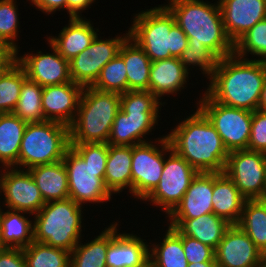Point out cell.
<instances>
[{
	"instance_id": "obj_1",
	"label": "cell",
	"mask_w": 266,
	"mask_h": 267,
	"mask_svg": "<svg viewBox=\"0 0 266 267\" xmlns=\"http://www.w3.org/2000/svg\"><path fill=\"white\" fill-rule=\"evenodd\" d=\"M266 79V63L235 54L219 59L205 93L225 106L255 111Z\"/></svg>"
},
{
	"instance_id": "obj_2",
	"label": "cell",
	"mask_w": 266,
	"mask_h": 267,
	"mask_svg": "<svg viewBox=\"0 0 266 267\" xmlns=\"http://www.w3.org/2000/svg\"><path fill=\"white\" fill-rule=\"evenodd\" d=\"M167 133L172 149L199 173H224L228 151L220 135L197 108Z\"/></svg>"
},
{
	"instance_id": "obj_3",
	"label": "cell",
	"mask_w": 266,
	"mask_h": 267,
	"mask_svg": "<svg viewBox=\"0 0 266 267\" xmlns=\"http://www.w3.org/2000/svg\"><path fill=\"white\" fill-rule=\"evenodd\" d=\"M108 143H70L63 163L68 177L69 198L82 204L103 203L111 199L104 183Z\"/></svg>"
},
{
	"instance_id": "obj_4",
	"label": "cell",
	"mask_w": 266,
	"mask_h": 267,
	"mask_svg": "<svg viewBox=\"0 0 266 267\" xmlns=\"http://www.w3.org/2000/svg\"><path fill=\"white\" fill-rule=\"evenodd\" d=\"M164 5L186 34L189 44L204 45L219 59L234 54V43L224 28L219 2L168 0ZM210 3V4H209Z\"/></svg>"
},
{
	"instance_id": "obj_5",
	"label": "cell",
	"mask_w": 266,
	"mask_h": 267,
	"mask_svg": "<svg viewBox=\"0 0 266 267\" xmlns=\"http://www.w3.org/2000/svg\"><path fill=\"white\" fill-rule=\"evenodd\" d=\"M128 31L129 37L145 51L151 62L179 58L188 44L186 34L164 5L136 14Z\"/></svg>"
},
{
	"instance_id": "obj_6",
	"label": "cell",
	"mask_w": 266,
	"mask_h": 267,
	"mask_svg": "<svg viewBox=\"0 0 266 267\" xmlns=\"http://www.w3.org/2000/svg\"><path fill=\"white\" fill-rule=\"evenodd\" d=\"M163 104L165 101L162 103L150 91H127L120 94V110L112 124L107 143L112 146H133L149 142L144 137L158 124V114Z\"/></svg>"
},
{
	"instance_id": "obj_7",
	"label": "cell",
	"mask_w": 266,
	"mask_h": 267,
	"mask_svg": "<svg viewBox=\"0 0 266 267\" xmlns=\"http://www.w3.org/2000/svg\"><path fill=\"white\" fill-rule=\"evenodd\" d=\"M120 110V94L84 87L73 123L70 143H107Z\"/></svg>"
},
{
	"instance_id": "obj_8",
	"label": "cell",
	"mask_w": 266,
	"mask_h": 267,
	"mask_svg": "<svg viewBox=\"0 0 266 267\" xmlns=\"http://www.w3.org/2000/svg\"><path fill=\"white\" fill-rule=\"evenodd\" d=\"M82 208L70 198L46 202L34 216V241L71 253L81 240Z\"/></svg>"
},
{
	"instance_id": "obj_9",
	"label": "cell",
	"mask_w": 266,
	"mask_h": 267,
	"mask_svg": "<svg viewBox=\"0 0 266 267\" xmlns=\"http://www.w3.org/2000/svg\"><path fill=\"white\" fill-rule=\"evenodd\" d=\"M70 147L69 126L56 121L27 123L21 140L18 168L31 169L63 160Z\"/></svg>"
},
{
	"instance_id": "obj_10",
	"label": "cell",
	"mask_w": 266,
	"mask_h": 267,
	"mask_svg": "<svg viewBox=\"0 0 266 267\" xmlns=\"http://www.w3.org/2000/svg\"><path fill=\"white\" fill-rule=\"evenodd\" d=\"M198 103L197 108L215 127L228 153L248 149L251 111L225 106L213 101L205 92Z\"/></svg>"
},
{
	"instance_id": "obj_11",
	"label": "cell",
	"mask_w": 266,
	"mask_h": 267,
	"mask_svg": "<svg viewBox=\"0 0 266 267\" xmlns=\"http://www.w3.org/2000/svg\"><path fill=\"white\" fill-rule=\"evenodd\" d=\"M155 141L159 147L151 140L132 146V196L138 200H144L156 188L163 172L165 155L170 152L167 135Z\"/></svg>"
},
{
	"instance_id": "obj_12",
	"label": "cell",
	"mask_w": 266,
	"mask_h": 267,
	"mask_svg": "<svg viewBox=\"0 0 266 267\" xmlns=\"http://www.w3.org/2000/svg\"><path fill=\"white\" fill-rule=\"evenodd\" d=\"M165 156L161 179L156 188L143 200L160 207L169 215L181 202L192 180L199 173L171 147ZM167 157V158H166Z\"/></svg>"
},
{
	"instance_id": "obj_13",
	"label": "cell",
	"mask_w": 266,
	"mask_h": 267,
	"mask_svg": "<svg viewBox=\"0 0 266 267\" xmlns=\"http://www.w3.org/2000/svg\"><path fill=\"white\" fill-rule=\"evenodd\" d=\"M224 174L247 200L266 198L265 153L248 149L229 152Z\"/></svg>"
},
{
	"instance_id": "obj_14",
	"label": "cell",
	"mask_w": 266,
	"mask_h": 267,
	"mask_svg": "<svg viewBox=\"0 0 266 267\" xmlns=\"http://www.w3.org/2000/svg\"><path fill=\"white\" fill-rule=\"evenodd\" d=\"M129 37V31L123 36L101 39L98 35L89 47L69 61L72 82L83 87L92 86L100 75L101 69L119 54L120 47Z\"/></svg>"
},
{
	"instance_id": "obj_15",
	"label": "cell",
	"mask_w": 266,
	"mask_h": 267,
	"mask_svg": "<svg viewBox=\"0 0 266 267\" xmlns=\"http://www.w3.org/2000/svg\"><path fill=\"white\" fill-rule=\"evenodd\" d=\"M2 169L0 171V193L3 192L5 197L3 198L4 206L29 215L37 214L45 202L29 170L16 167Z\"/></svg>"
},
{
	"instance_id": "obj_16",
	"label": "cell",
	"mask_w": 266,
	"mask_h": 267,
	"mask_svg": "<svg viewBox=\"0 0 266 267\" xmlns=\"http://www.w3.org/2000/svg\"><path fill=\"white\" fill-rule=\"evenodd\" d=\"M53 53L14 54L16 62L24 69L27 79L38 83L42 87L71 82L69 61L64 59L48 42Z\"/></svg>"
},
{
	"instance_id": "obj_17",
	"label": "cell",
	"mask_w": 266,
	"mask_h": 267,
	"mask_svg": "<svg viewBox=\"0 0 266 267\" xmlns=\"http://www.w3.org/2000/svg\"><path fill=\"white\" fill-rule=\"evenodd\" d=\"M264 256L238 225L226 230L215 249L217 267H255L264 261Z\"/></svg>"
},
{
	"instance_id": "obj_18",
	"label": "cell",
	"mask_w": 266,
	"mask_h": 267,
	"mask_svg": "<svg viewBox=\"0 0 266 267\" xmlns=\"http://www.w3.org/2000/svg\"><path fill=\"white\" fill-rule=\"evenodd\" d=\"M83 89V86L72 81L44 86L41 99L44 121L70 126L76 117Z\"/></svg>"
},
{
	"instance_id": "obj_19",
	"label": "cell",
	"mask_w": 266,
	"mask_h": 267,
	"mask_svg": "<svg viewBox=\"0 0 266 267\" xmlns=\"http://www.w3.org/2000/svg\"><path fill=\"white\" fill-rule=\"evenodd\" d=\"M227 36L235 44L266 18L265 0H218Z\"/></svg>"
},
{
	"instance_id": "obj_20",
	"label": "cell",
	"mask_w": 266,
	"mask_h": 267,
	"mask_svg": "<svg viewBox=\"0 0 266 267\" xmlns=\"http://www.w3.org/2000/svg\"><path fill=\"white\" fill-rule=\"evenodd\" d=\"M117 225L115 222L108 226L107 267H142L149 261L151 245L137 235L119 233Z\"/></svg>"
},
{
	"instance_id": "obj_21",
	"label": "cell",
	"mask_w": 266,
	"mask_h": 267,
	"mask_svg": "<svg viewBox=\"0 0 266 267\" xmlns=\"http://www.w3.org/2000/svg\"><path fill=\"white\" fill-rule=\"evenodd\" d=\"M213 173H198L169 219H193L213 213Z\"/></svg>"
},
{
	"instance_id": "obj_22",
	"label": "cell",
	"mask_w": 266,
	"mask_h": 267,
	"mask_svg": "<svg viewBox=\"0 0 266 267\" xmlns=\"http://www.w3.org/2000/svg\"><path fill=\"white\" fill-rule=\"evenodd\" d=\"M90 19L84 17H70L69 24L57 36L47 37L48 42L66 60L70 61L80 52L90 46L95 39L98 29L93 28ZM97 30V31H95Z\"/></svg>"
},
{
	"instance_id": "obj_23",
	"label": "cell",
	"mask_w": 266,
	"mask_h": 267,
	"mask_svg": "<svg viewBox=\"0 0 266 267\" xmlns=\"http://www.w3.org/2000/svg\"><path fill=\"white\" fill-rule=\"evenodd\" d=\"M188 74L177 57L154 61L150 68L149 91L158 100L165 95H176V92L185 88Z\"/></svg>"
},
{
	"instance_id": "obj_24",
	"label": "cell",
	"mask_w": 266,
	"mask_h": 267,
	"mask_svg": "<svg viewBox=\"0 0 266 267\" xmlns=\"http://www.w3.org/2000/svg\"><path fill=\"white\" fill-rule=\"evenodd\" d=\"M169 222V226L176 228L182 235L197 239L213 249L217 248L226 230L231 226L225 219L214 213L193 219H170Z\"/></svg>"
},
{
	"instance_id": "obj_25",
	"label": "cell",
	"mask_w": 266,
	"mask_h": 267,
	"mask_svg": "<svg viewBox=\"0 0 266 267\" xmlns=\"http://www.w3.org/2000/svg\"><path fill=\"white\" fill-rule=\"evenodd\" d=\"M246 198L224 173H213V213L231 225H237Z\"/></svg>"
},
{
	"instance_id": "obj_26",
	"label": "cell",
	"mask_w": 266,
	"mask_h": 267,
	"mask_svg": "<svg viewBox=\"0 0 266 267\" xmlns=\"http://www.w3.org/2000/svg\"><path fill=\"white\" fill-rule=\"evenodd\" d=\"M132 146L109 145L104 183L111 194L129 188L132 194Z\"/></svg>"
},
{
	"instance_id": "obj_27",
	"label": "cell",
	"mask_w": 266,
	"mask_h": 267,
	"mask_svg": "<svg viewBox=\"0 0 266 267\" xmlns=\"http://www.w3.org/2000/svg\"><path fill=\"white\" fill-rule=\"evenodd\" d=\"M28 170L45 203L69 198L68 177L63 160Z\"/></svg>"
},
{
	"instance_id": "obj_28",
	"label": "cell",
	"mask_w": 266,
	"mask_h": 267,
	"mask_svg": "<svg viewBox=\"0 0 266 267\" xmlns=\"http://www.w3.org/2000/svg\"><path fill=\"white\" fill-rule=\"evenodd\" d=\"M126 66L128 91H149L151 60L145 51L130 37L119 50Z\"/></svg>"
},
{
	"instance_id": "obj_29",
	"label": "cell",
	"mask_w": 266,
	"mask_h": 267,
	"mask_svg": "<svg viewBox=\"0 0 266 267\" xmlns=\"http://www.w3.org/2000/svg\"><path fill=\"white\" fill-rule=\"evenodd\" d=\"M25 214L27 213L23 211L1 209V247L23 249L34 241V223L28 217L26 218Z\"/></svg>"
},
{
	"instance_id": "obj_30",
	"label": "cell",
	"mask_w": 266,
	"mask_h": 267,
	"mask_svg": "<svg viewBox=\"0 0 266 267\" xmlns=\"http://www.w3.org/2000/svg\"><path fill=\"white\" fill-rule=\"evenodd\" d=\"M27 122L13 113H0V166L18 168L21 140Z\"/></svg>"
},
{
	"instance_id": "obj_31",
	"label": "cell",
	"mask_w": 266,
	"mask_h": 267,
	"mask_svg": "<svg viewBox=\"0 0 266 267\" xmlns=\"http://www.w3.org/2000/svg\"><path fill=\"white\" fill-rule=\"evenodd\" d=\"M253 241L255 246L266 254V198L246 200L241 218L237 224Z\"/></svg>"
},
{
	"instance_id": "obj_32",
	"label": "cell",
	"mask_w": 266,
	"mask_h": 267,
	"mask_svg": "<svg viewBox=\"0 0 266 267\" xmlns=\"http://www.w3.org/2000/svg\"><path fill=\"white\" fill-rule=\"evenodd\" d=\"M149 260L153 267H187L181 237L169 226L159 244L149 248Z\"/></svg>"
},
{
	"instance_id": "obj_33",
	"label": "cell",
	"mask_w": 266,
	"mask_h": 267,
	"mask_svg": "<svg viewBox=\"0 0 266 267\" xmlns=\"http://www.w3.org/2000/svg\"><path fill=\"white\" fill-rule=\"evenodd\" d=\"M27 79L24 69L12 59L0 71V113H12L19 101L20 90Z\"/></svg>"
},
{
	"instance_id": "obj_34",
	"label": "cell",
	"mask_w": 266,
	"mask_h": 267,
	"mask_svg": "<svg viewBox=\"0 0 266 267\" xmlns=\"http://www.w3.org/2000/svg\"><path fill=\"white\" fill-rule=\"evenodd\" d=\"M79 243L71 252L70 267H107L108 228L90 242Z\"/></svg>"
},
{
	"instance_id": "obj_35",
	"label": "cell",
	"mask_w": 266,
	"mask_h": 267,
	"mask_svg": "<svg viewBox=\"0 0 266 267\" xmlns=\"http://www.w3.org/2000/svg\"><path fill=\"white\" fill-rule=\"evenodd\" d=\"M42 90L41 85L26 79L21 86L19 101L12 113L27 123L43 122Z\"/></svg>"
},
{
	"instance_id": "obj_36",
	"label": "cell",
	"mask_w": 266,
	"mask_h": 267,
	"mask_svg": "<svg viewBox=\"0 0 266 267\" xmlns=\"http://www.w3.org/2000/svg\"><path fill=\"white\" fill-rule=\"evenodd\" d=\"M27 267H70L71 253L33 241L23 248Z\"/></svg>"
},
{
	"instance_id": "obj_37",
	"label": "cell",
	"mask_w": 266,
	"mask_h": 267,
	"mask_svg": "<svg viewBox=\"0 0 266 267\" xmlns=\"http://www.w3.org/2000/svg\"><path fill=\"white\" fill-rule=\"evenodd\" d=\"M91 87L118 94L128 91L126 66L119 54L101 69L99 77Z\"/></svg>"
},
{
	"instance_id": "obj_38",
	"label": "cell",
	"mask_w": 266,
	"mask_h": 267,
	"mask_svg": "<svg viewBox=\"0 0 266 267\" xmlns=\"http://www.w3.org/2000/svg\"><path fill=\"white\" fill-rule=\"evenodd\" d=\"M16 0H0V43L13 54L19 53L15 41L19 32V13Z\"/></svg>"
},
{
	"instance_id": "obj_39",
	"label": "cell",
	"mask_w": 266,
	"mask_h": 267,
	"mask_svg": "<svg viewBox=\"0 0 266 267\" xmlns=\"http://www.w3.org/2000/svg\"><path fill=\"white\" fill-rule=\"evenodd\" d=\"M266 60V18L256 23L234 44V54L245 59L247 54Z\"/></svg>"
},
{
	"instance_id": "obj_40",
	"label": "cell",
	"mask_w": 266,
	"mask_h": 267,
	"mask_svg": "<svg viewBox=\"0 0 266 267\" xmlns=\"http://www.w3.org/2000/svg\"><path fill=\"white\" fill-rule=\"evenodd\" d=\"M179 60L188 72L190 65L198 66L202 74L210 79L217 67L219 58L204 45L188 43L186 49L179 56Z\"/></svg>"
},
{
	"instance_id": "obj_41",
	"label": "cell",
	"mask_w": 266,
	"mask_h": 267,
	"mask_svg": "<svg viewBox=\"0 0 266 267\" xmlns=\"http://www.w3.org/2000/svg\"><path fill=\"white\" fill-rule=\"evenodd\" d=\"M182 239L185 257L188 263L215 262V249L201 243L197 239L182 235L176 228H172Z\"/></svg>"
},
{
	"instance_id": "obj_42",
	"label": "cell",
	"mask_w": 266,
	"mask_h": 267,
	"mask_svg": "<svg viewBox=\"0 0 266 267\" xmlns=\"http://www.w3.org/2000/svg\"><path fill=\"white\" fill-rule=\"evenodd\" d=\"M248 150L266 153V111L257 109L252 112Z\"/></svg>"
},
{
	"instance_id": "obj_43",
	"label": "cell",
	"mask_w": 266,
	"mask_h": 267,
	"mask_svg": "<svg viewBox=\"0 0 266 267\" xmlns=\"http://www.w3.org/2000/svg\"><path fill=\"white\" fill-rule=\"evenodd\" d=\"M0 267H27L23 249L3 248L0 251Z\"/></svg>"
},
{
	"instance_id": "obj_44",
	"label": "cell",
	"mask_w": 266,
	"mask_h": 267,
	"mask_svg": "<svg viewBox=\"0 0 266 267\" xmlns=\"http://www.w3.org/2000/svg\"><path fill=\"white\" fill-rule=\"evenodd\" d=\"M30 2L37 7L36 9L48 15L57 10H67V0H30Z\"/></svg>"
},
{
	"instance_id": "obj_45",
	"label": "cell",
	"mask_w": 266,
	"mask_h": 267,
	"mask_svg": "<svg viewBox=\"0 0 266 267\" xmlns=\"http://www.w3.org/2000/svg\"><path fill=\"white\" fill-rule=\"evenodd\" d=\"M96 0H67L69 17H81L82 11L87 10Z\"/></svg>"
},
{
	"instance_id": "obj_46",
	"label": "cell",
	"mask_w": 266,
	"mask_h": 267,
	"mask_svg": "<svg viewBox=\"0 0 266 267\" xmlns=\"http://www.w3.org/2000/svg\"><path fill=\"white\" fill-rule=\"evenodd\" d=\"M14 54L0 43V71L12 60Z\"/></svg>"
},
{
	"instance_id": "obj_47",
	"label": "cell",
	"mask_w": 266,
	"mask_h": 267,
	"mask_svg": "<svg viewBox=\"0 0 266 267\" xmlns=\"http://www.w3.org/2000/svg\"><path fill=\"white\" fill-rule=\"evenodd\" d=\"M258 110L266 111V79L264 82V85L262 87L260 99H259V105Z\"/></svg>"
},
{
	"instance_id": "obj_48",
	"label": "cell",
	"mask_w": 266,
	"mask_h": 267,
	"mask_svg": "<svg viewBox=\"0 0 266 267\" xmlns=\"http://www.w3.org/2000/svg\"><path fill=\"white\" fill-rule=\"evenodd\" d=\"M187 267H217L216 262H196L188 263Z\"/></svg>"
},
{
	"instance_id": "obj_49",
	"label": "cell",
	"mask_w": 266,
	"mask_h": 267,
	"mask_svg": "<svg viewBox=\"0 0 266 267\" xmlns=\"http://www.w3.org/2000/svg\"><path fill=\"white\" fill-rule=\"evenodd\" d=\"M142 267H153V264L151 263V261L149 260L145 265H143Z\"/></svg>"
},
{
	"instance_id": "obj_50",
	"label": "cell",
	"mask_w": 266,
	"mask_h": 267,
	"mask_svg": "<svg viewBox=\"0 0 266 267\" xmlns=\"http://www.w3.org/2000/svg\"><path fill=\"white\" fill-rule=\"evenodd\" d=\"M260 267H266V262L263 261L262 263H260Z\"/></svg>"
},
{
	"instance_id": "obj_51",
	"label": "cell",
	"mask_w": 266,
	"mask_h": 267,
	"mask_svg": "<svg viewBox=\"0 0 266 267\" xmlns=\"http://www.w3.org/2000/svg\"><path fill=\"white\" fill-rule=\"evenodd\" d=\"M265 180H266V153H265Z\"/></svg>"
},
{
	"instance_id": "obj_52",
	"label": "cell",
	"mask_w": 266,
	"mask_h": 267,
	"mask_svg": "<svg viewBox=\"0 0 266 267\" xmlns=\"http://www.w3.org/2000/svg\"><path fill=\"white\" fill-rule=\"evenodd\" d=\"M1 199V198H0ZM1 204V203H0ZM0 216H1V206H0ZM0 247H1V242H0Z\"/></svg>"
}]
</instances>
